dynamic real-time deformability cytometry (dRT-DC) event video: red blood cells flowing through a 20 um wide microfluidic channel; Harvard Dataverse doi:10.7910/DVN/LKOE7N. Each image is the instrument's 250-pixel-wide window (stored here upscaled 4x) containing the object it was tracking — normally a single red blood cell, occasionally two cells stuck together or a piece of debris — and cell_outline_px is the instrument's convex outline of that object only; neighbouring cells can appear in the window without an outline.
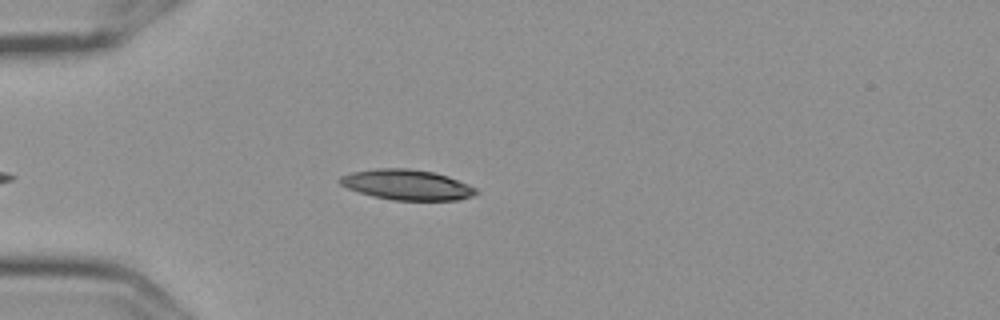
{"species": "Egyptian fruit bat (a non-hibernating species)", "species_latin": "Rousettus aegyptiacus", "temperature_condition": "cold", "stored_images_in_passage": 7, "camera_frame_rate_fps": 3000, "um_per_image_px": 0.085, "frame": {"image": 1, "passage_image": 4, "time_ms": 1.0, "image_size_px": [1000, 320], "cell_outline_px": [[480, 192], [472, 196], [460, 200], [392, 200], [372, 196], [348, 188], [340, 184], [336, 180], [340, 176], [352, 172], [376, 168], [408, 168], [432, 172], [448, 176], [468, 184], [476, 188]], "centroid_in_image_um": [34.59, 15.7], "position_along_channel_um": 50.4, "area_um2": 24.16}}
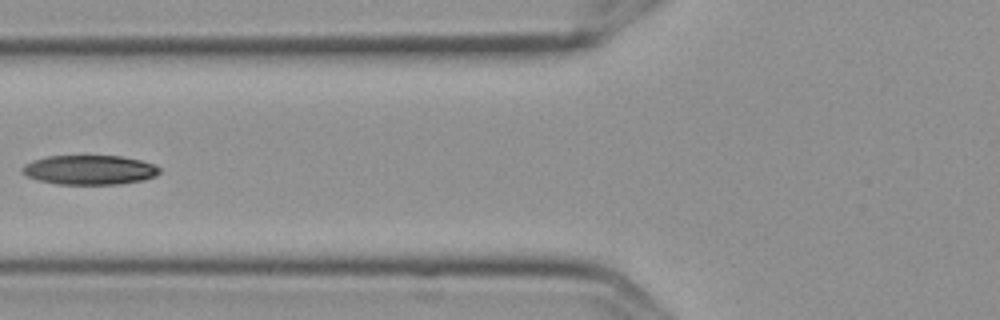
{"frame": {"image": 2, "passage_image": 6, "time_ms": 1.667, "image_size_px": [1000, 320], "cell_outline_px": [[160, 172], [156, 176], [144, 180], [120, 184], [56, 184], [40, 180], [28, 176], [20, 172], [20, 168], [24, 164], [32, 160], [48, 156], [120, 156], [140, 160], [152, 164], [160, 168]], "centroid_in_image_um": [7.59, 14.44], "position_along_channel_um": 118.2, "area_um2": 23.58}}
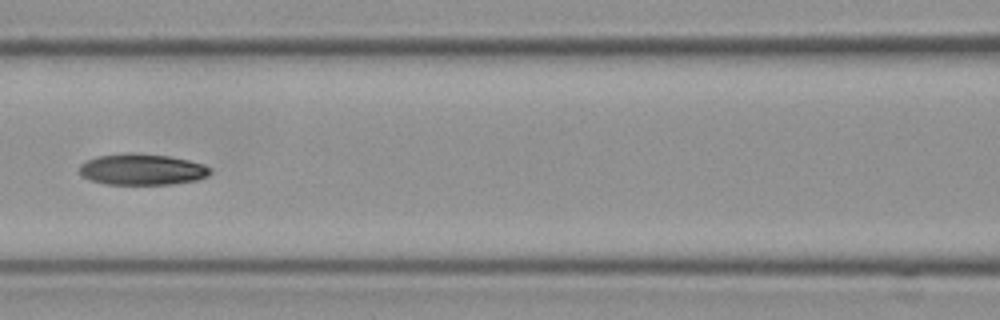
{"frame": {"image": 3, "passage_image": 7, "time_ms": 2.0, "image_size_px": [1000, 320], "cell_outline_px": [[212, 172], [208, 176], [196, 180], [172, 184], [104, 184], [92, 180], [84, 176], [80, 172], [80, 164], [96, 156], [128, 152], [136, 152], [168, 156], [188, 160], [204, 164], [212, 168]], "centroid_in_image_um": [12.11, 14.39], "position_along_channel_um": 154.5, "area_um2": 23.87}}